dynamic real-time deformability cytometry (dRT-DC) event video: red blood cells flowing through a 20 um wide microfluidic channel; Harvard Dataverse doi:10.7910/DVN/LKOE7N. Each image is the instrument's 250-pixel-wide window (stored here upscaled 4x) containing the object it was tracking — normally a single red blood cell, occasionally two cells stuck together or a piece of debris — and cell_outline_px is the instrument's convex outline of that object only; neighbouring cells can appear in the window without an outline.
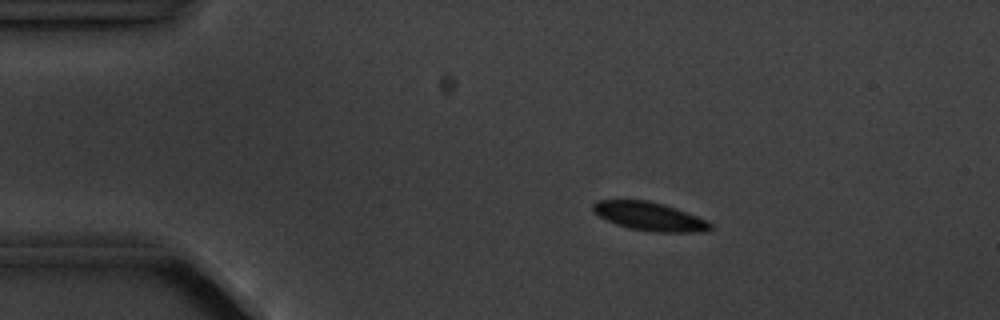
{"species": "common noctule bat (a hibernating species)", "species_latin": "Nyctalus noctula", "temperature_condition": "cold", "stored_images_in_passage": 10, "camera_frame_rate_fps": 3000, "um_per_image_px": 0.085, "animal": {"sex": "male", "body_mass_g": 20.1, "forearm_length_mm": 53.5}, "frame": {"image": 1, "passage_image": 2, "time_ms": 1.333, "image_size_px": [1000, 320], "cell_outline_px": [[712, 228], [704, 232], [656, 232], [628, 228], [616, 224], [592, 212], [592, 204], [596, 200], [648, 200], [664, 204], [688, 212], [708, 220], [712, 224]], "centroid_in_image_um": [55.23, 18.39], "position_along_channel_um": 29.8, "area_um2": 19.65}}
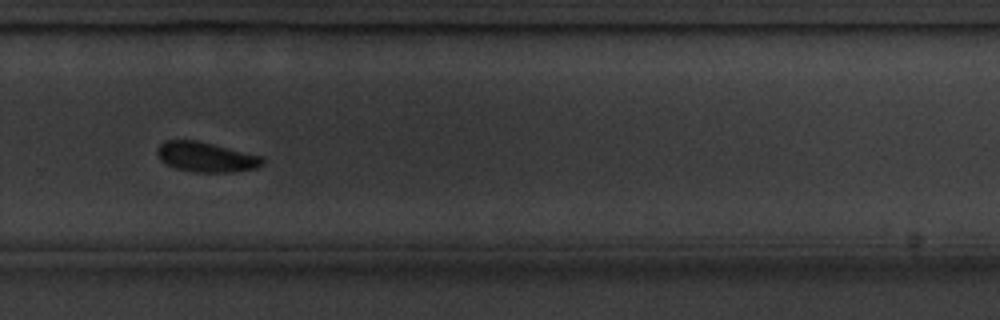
{"frame": {"image": 2, "passage_image": 10, "time_ms": 10.667, "image_size_px": [1000, 320], "cell_outline_px": [[264, 164], [256, 168], [228, 172], [196, 172], [176, 168], [160, 160], [156, 152], [156, 148], [164, 140], [196, 140], [264, 156]], "centroid_in_image_um": [17.52, 13.33], "position_along_channel_um": 312.3, "area_um2": 18.38}}